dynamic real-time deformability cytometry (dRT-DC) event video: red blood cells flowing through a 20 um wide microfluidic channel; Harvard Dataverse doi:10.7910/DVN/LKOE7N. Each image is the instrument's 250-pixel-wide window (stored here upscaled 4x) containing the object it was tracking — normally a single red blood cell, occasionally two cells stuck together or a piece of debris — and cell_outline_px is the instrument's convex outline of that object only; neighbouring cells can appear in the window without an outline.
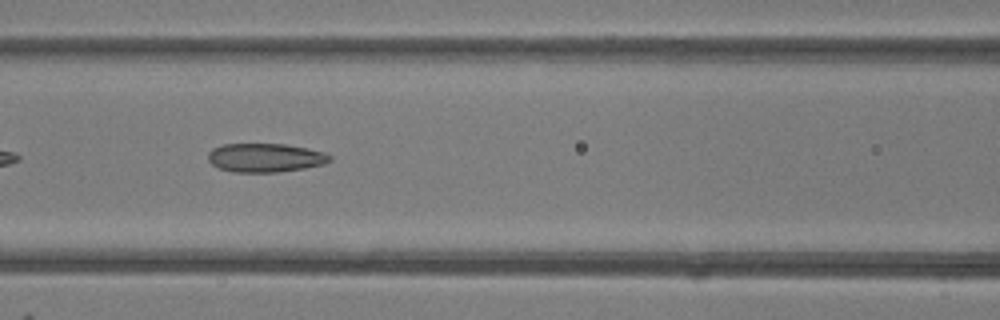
{"species": "common noctule bat (a hibernating species)", "species_latin": "Nyctalus noctula", "temperature_condition": "room temperature", "stored_images_in_passage": 21, "camera_frame_rate_fps": 3000, "um_per_image_px": 0.085, "animal": {"sex": "female"}, "frame": {"image": 1, "passage_image": 7, "time_ms": 2.0, "image_size_px": [1000, 320], "cell_outline_px": [[332, 160], [324, 164], [304, 168], [276, 172], [232, 172], [220, 168], [212, 164], [208, 160], [208, 152], [212, 148], [224, 144], [284, 144], [308, 148], [324, 152], [332, 156]], "centroid_in_image_um": [22.55, 13.4], "position_along_channel_um": 144.0, "area_um2": 20.46}}
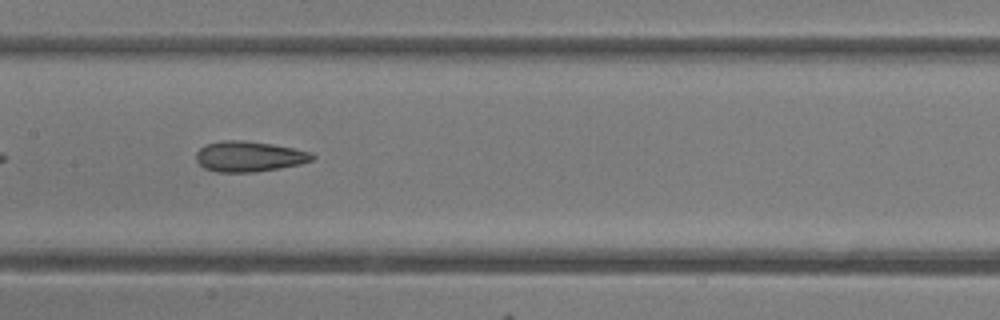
{"frame": {"image": 2, "passage_image": 10, "time_ms": 3.0, "image_size_px": [1000, 320], "cell_outline_px": [[316, 156], [312, 160], [300, 164], [280, 168], [256, 172], [216, 172], [204, 168], [196, 160], [196, 152], [204, 144], [224, 140], [244, 140], [272, 144], [312, 152]], "centroid_in_image_um": [21.16, 13.3], "position_along_channel_um": 186.2, "area_um2": 20.75}}